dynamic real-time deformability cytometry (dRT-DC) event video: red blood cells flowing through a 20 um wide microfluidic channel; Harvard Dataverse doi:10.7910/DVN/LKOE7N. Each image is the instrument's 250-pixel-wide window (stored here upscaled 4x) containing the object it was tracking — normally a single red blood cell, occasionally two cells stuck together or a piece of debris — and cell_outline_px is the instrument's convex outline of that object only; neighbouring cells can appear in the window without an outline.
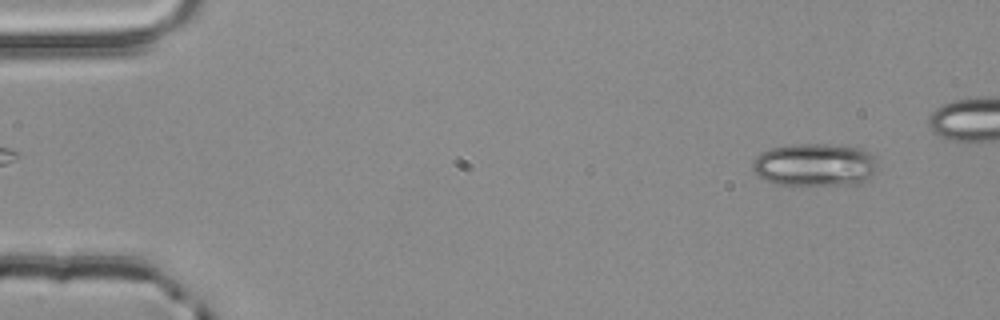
{"species": "common noctule bat (a hibernating species)", "species_latin": "Nyctalus noctula", "temperature_condition": "room temperature", "stored_images_in_passage": 48, "camera_frame_rate_fps": 3000, "um_per_image_px": 0.085, "animal": {"sex": "male", "body_mass_g": 20.4}, "frame": {"image": 1, "passage_image": 4, "time_ms": 1.0, "image_size_px": [1000, 320], "cell_outline_px": [[880, 168], [868, 180], [860, 184], [776, 184], [764, 180], [752, 168], [752, 164], [756, 156], [760, 152], [772, 148], [796, 144], [824, 144], [860, 148], [868, 152], [876, 160]], "centroid_in_image_um": [69.3, 14.01], "position_along_channel_um": 15.7, "area_um2": 31.21}}
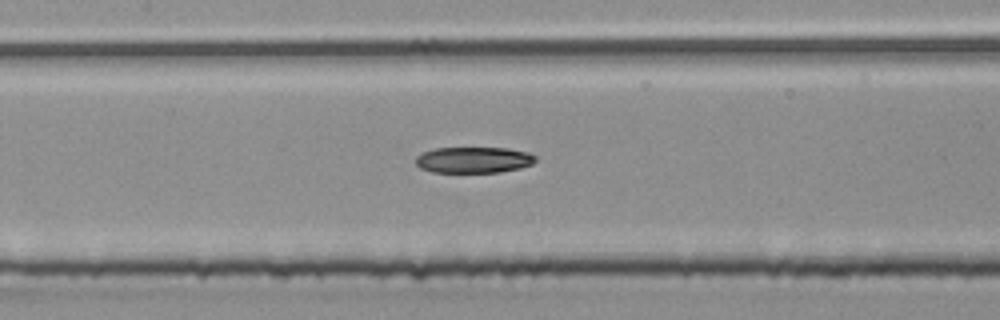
{"frame": {"image": 2, "passage_image": 25, "time_ms": 8.0, "image_size_px": [1000, 320], "cell_outline_px": [[536, 160], [532, 164], [520, 168], [500, 172], [432, 172], [420, 168], [416, 164], [416, 156], [424, 152], [436, 148], [508, 148], [528, 152], [536, 156]], "centroid_in_image_um": [40.28, 13.59], "position_along_channel_um": 167.1, "area_um2": 18.21}}
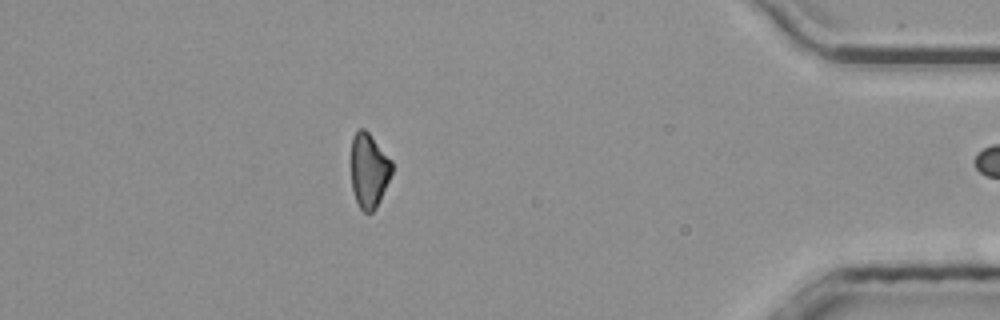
{"frame": {"image": 3, "passage_image": 47, "time_ms": 15.333, "image_size_px": [1000, 320], "cell_outline_px": [[392, 172], [380, 200], [376, 208], [372, 212], [364, 212], [360, 208], [356, 200], [352, 188], [352, 136], [360, 128], [364, 128], [368, 132], [392, 160]], "centroid_in_image_um": [31.36, 14.48], "position_along_channel_um": 403.8, "area_um2": 17.51}}